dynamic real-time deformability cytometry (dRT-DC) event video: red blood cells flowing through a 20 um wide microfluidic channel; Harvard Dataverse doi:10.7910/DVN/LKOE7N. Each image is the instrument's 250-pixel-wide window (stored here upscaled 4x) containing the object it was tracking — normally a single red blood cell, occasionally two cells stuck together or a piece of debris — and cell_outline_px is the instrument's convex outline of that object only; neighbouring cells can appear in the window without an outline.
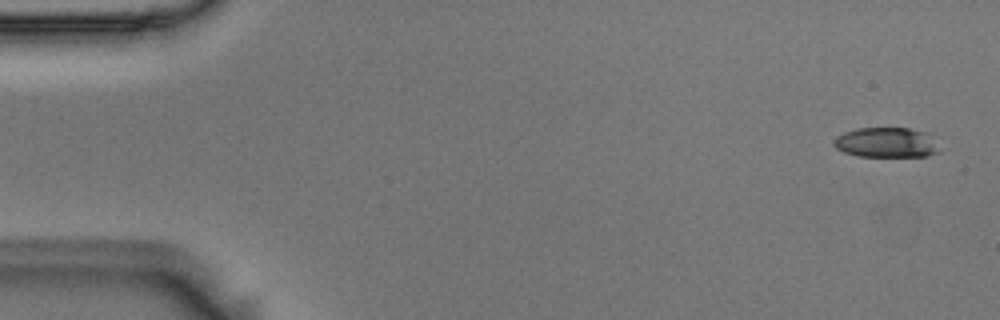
{"species": "Egyptian fruit bat (a non-hibernating species)", "species_latin": "Rousettus aegyptiacus", "temperature_condition": "room temperature", "stored_images_in_passage": 5, "camera_frame_rate_fps": 3000, "um_per_image_px": 0.085, "animal": {"sex": "male"}, "frame": {"image": 1, "passage_image": 1, "time_ms": 0.0, "image_size_px": [1000, 320], "cell_outline_px": [[936, 152], [928, 156], [856, 156], [844, 152], [836, 148], [832, 144], [832, 140], [836, 136], [844, 132], [856, 128], [912, 128], [928, 132]], "centroid_in_image_um": [75.22, 12.1], "position_along_channel_um": 9.8, "area_um2": 18.26}}
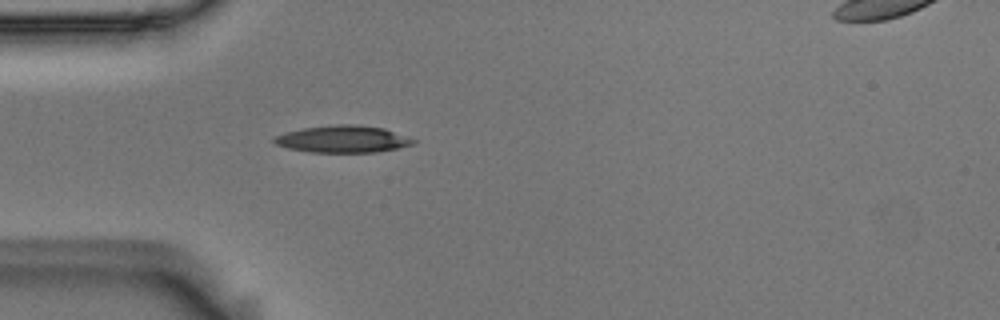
{"frame": {"image": 2, "passage_image": 5, "time_ms": 1.333, "image_size_px": [1000, 320], "cell_outline_px": [[416, 140], [412, 144], [400, 148], [376, 152], [308, 152], [288, 148], [276, 144], [272, 140], [276, 136], [284, 132], [304, 128], [336, 124], [352, 124], [384, 128]], "centroid_in_image_um": [29.13, 11.82], "position_along_channel_um": 55.9, "area_um2": 21.79}}